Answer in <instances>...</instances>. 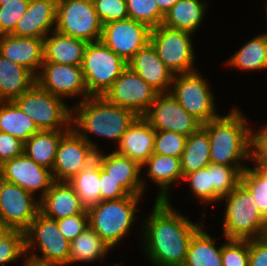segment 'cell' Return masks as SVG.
<instances>
[{
	"instance_id": "6da1fadb",
	"label": "cell",
	"mask_w": 267,
	"mask_h": 266,
	"mask_svg": "<svg viewBox=\"0 0 267 266\" xmlns=\"http://www.w3.org/2000/svg\"><path fill=\"white\" fill-rule=\"evenodd\" d=\"M142 232L145 253L153 266H183L193 234L203 226L175 211L170 200H156Z\"/></svg>"
},
{
	"instance_id": "7a4b0ae2",
	"label": "cell",
	"mask_w": 267,
	"mask_h": 266,
	"mask_svg": "<svg viewBox=\"0 0 267 266\" xmlns=\"http://www.w3.org/2000/svg\"><path fill=\"white\" fill-rule=\"evenodd\" d=\"M245 119L242 111L234 108L228 115L202 124L209 137L211 163L246 166L241 160L252 159L253 129Z\"/></svg>"
},
{
	"instance_id": "3957f363",
	"label": "cell",
	"mask_w": 267,
	"mask_h": 266,
	"mask_svg": "<svg viewBox=\"0 0 267 266\" xmlns=\"http://www.w3.org/2000/svg\"><path fill=\"white\" fill-rule=\"evenodd\" d=\"M72 110V128L97 152L99 148L88 134L119 143L128 126L137 117L132 110L112 104L103 96H90L73 106Z\"/></svg>"
},
{
	"instance_id": "277c9868",
	"label": "cell",
	"mask_w": 267,
	"mask_h": 266,
	"mask_svg": "<svg viewBox=\"0 0 267 266\" xmlns=\"http://www.w3.org/2000/svg\"><path fill=\"white\" fill-rule=\"evenodd\" d=\"M221 200L226 201L223 219L225 239L250 240L265 236L267 220L241 183Z\"/></svg>"
},
{
	"instance_id": "5b68a950",
	"label": "cell",
	"mask_w": 267,
	"mask_h": 266,
	"mask_svg": "<svg viewBox=\"0 0 267 266\" xmlns=\"http://www.w3.org/2000/svg\"><path fill=\"white\" fill-rule=\"evenodd\" d=\"M142 195L100 201L87 209L89 226L113 249L129 233Z\"/></svg>"
},
{
	"instance_id": "8992f818",
	"label": "cell",
	"mask_w": 267,
	"mask_h": 266,
	"mask_svg": "<svg viewBox=\"0 0 267 266\" xmlns=\"http://www.w3.org/2000/svg\"><path fill=\"white\" fill-rule=\"evenodd\" d=\"M36 245L42 253L40 256L32 250ZM69 253L70 241L60 232L57 221L38 212L25 231L26 259L44 265L68 266Z\"/></svg>"
},
{
	"instance_id": "52a82bcc",
	"label": "cell",
	"mask_w": 267,
	"mask_h": 266,
	"mask_svg": "<svg viewBox=\"0 0 267 266\" xmlns=\"http://www.w3.org/2000/svg\"><path fill=\"white\" fill-rule=\"evenodd\" d=\"M63 101L36 82L13 102L34 121L39 130H62L63 127V130H70L72 109Z\"/></svg>"
},
{
	"instance_id": "ba28073f",
	"label": "cell",
	"mask_w": 267,
	"mask_h": 266,
	"mask_svg": "<svg viewBox=\"0 0 267 266\" xmlns=\"http://www.w3.org/2000/svg\"><path fill=\"white\" fill-rule=\"evenodd\" d=\"M81 67L89 94L103 96L128 63L100 40L87 43Z\"/></svg>"
},
{
	"instance_id": "9c48e42d",
	"label": "cell",
	"mask_w": 267,
	"mask_h": 266,
	"mask_svg": "<svg viewBox=\"0 0 267 266\" xmlns=\"http://www.w3.org/2000/svg\"><path fill=\"white\" fill-rule=\"evenodd\" d=\"M197 71L174 75L170 93L202 124L218 118L214 95L207 80Z\"/></svg>"
},
{
	"instance_id": "30bf717a",
	"label": "cell",
	"mask_w": 267,
	"mask_h": 266,
	"mask_svg": "<svg viewBox=\"0 0 267 266\" xmlns=\"http://www.w3.org/2000/svg\"><path fill=\"white\" fill-rule=\"evenodd\" d=\"M103 24L92 0H58L55 30L86 41H100Z\"/></svg>"
},
{
	"instance_id": "8fae6325",
	"label": "cell",
	"mask_w": 267,
	"mask_h": 266,
	"mask_svg": "<svg viewBox=\"0 0 267 266\" xmlns=\"http://www.w3.org/2000/svg\"><path fill=\"white\" fill-rule=\"evenodd\" d=\"M192 33L172 29L160 24L152 28L150 42L155 47L160 60L174 74L195 71Z\"/></svg>"
},
{
	"instance_id": "7c38bea8",
	"label": "cell",
	"mask_w": 267,
	"mask_h": 266,
	"mask_svg": "<svg viewBox=\"0 0 267 266\" xmlns=\"http://www.w3.org/2000/svg\"><path fill=\"white\" fill-rule=\"evenodd\" d=\"M19 185L0 178V223L5 229L26 231L39 212V201Z\"/></svg>"
},
{
	"instance_id": "4fadbf2b",
	"label": "cell",
	"mask_w": 267,
	"mask_h": 266,
	"mask_svg": "<svg viewBox=\"0 0 267 266\" xmlns=\"http://www.w3.org/2000/svg\"><path fill=\"white\" fill-rule=\"evenodd\" d=\"M157 94L153 87L128 66L103 97L112 104L132 110L137 116H143Z\"/></svg>"
},
{
	"instance_id": "5bb4252c",
	"label": "cell",
	"mask_w": 267,
	"mask_h": 266,
	"mask_svg": "<svg viewBox=\"0 0 267 266\" xmlns=\"http://www.w3.org/2000/svg\"><path fill=\"white\" fill-rule=\"evenodd\" d=\"M143 117L155 130L173 131L187 137L202 127V123L188 113L170 92L158 93Z\"/></svg>"
},
{
	"instance_id": "9a60e30c",
	"label": "cell",
	"mask_w": 267,
	"mask_h": 266,
	"mask_svg": "<svg viewBox=\"0 0 267 266\" xmlns=\"http://www.w3.org/2000/svg\"><path fill=\"white\" fill-rule=\"evenodd\" d=\"M97 151L71 128L57 148L52 175L55 181H68L95 161Z\"/></svg>"
},
{
	"instance_id": "2e32d148",
	"label": "cell",
	"mask_w": 267,
	"mask_h": 266,
	"mask_svg": "<svg viewBox=\"0 0 267 266\" xmlns=\"http://www.w3.org/2000/svg\"><path fill=\"white\" fill-rule=\"evenodd\" d=\"M151 29L127 18L103 24L101 41L127 63L150 42Z\"/></svg>"
},
{
	"instance_id": "e0dca14e",
	"label": "cell",
	"mask_w": 267,
	"mask_h": 266,
	"mask_svg": "<svg viewBox=\"0 0 267 266\" xmlns=\"http://www.w3.org/2000/svg\"><path fill=\"white\" fill-rule=\"evenodd\" d=\"M36 82L45 90L64 100L65 97H90L81 66L43 62Z\"/></svg>"
},
{
	"instance_id": "ac0fdd59",
	"label": "cell",
	"mask_w": 267,
	"mask_h": 266,
	"mask_svg": "<svg viewBox=\"0 0 267 266\" xmlns=\"http://www.w3.org/2000/svg\"><path fill=\"white\" fill-rule=\"evenodd\" d=\"M0 178L19 185L34 195L40 190V198L55 182L52 170L37 164L25 153L0 165Z\"/></svg>"
},
{
	"instance_id": "d6986e66",
	"label": "cell",
	"mask_w": 267,
	"mask_h": 266,
	"mask_svg": "<svg viewBox=\"0 0 267 266\" xmlns=\"http://www.w3.org/2000/svg\"><path fill=\"white\" fill-rule=\"evenodd\" d=\"M0 54L37 76L44 62V39L12 34L0 35Z\"/></svg>"
},
{
	"instance_id": "ffe728a7",
	"label": "cell",
	"mask_w": 267,
	"mask_h": 266,
	"mask_svg": "<svg viewBox=\"0 0 267 266\" xmlns=\"http://www.w3.org/2000/svg\"><path fill=\"white\" fill-rule=\"evenodd\" d=\"M95 160L109 177L117 181L130 195H142L145 181L141 175L142 167L134 160L112 151L105 155L101 150L97 152Z\"/></svg>"
},
{
	"instance_id": "44dd1931",
	"label": "cell",
	"mask_w": 267,
	"mask_h": 266,
	"mask_svg": "<svg viewBox=\"0 0 267 266\" xmlns=\"http://www.w3.org/2000/svg\"><path fill=\"white\" fill-rule=\"evenodd\" d=\"M58 0H30L12 35L45 38L55 30Z\"/></svg>"
},
{
	"instance_id": "7402d4cb",
	"label": "cell",
	"mask_w": 267,
	"mask_h": 266,
	"mask_svg": "<svg viewBox=\"0 0 267 266\" xmlns=\"http://www.w3.org/2000/svg\"><path fill=\"white\" fill-rule=\"evenodd\" d=\"M128 66L158 93H168L171 89L174 74L160 60L151 42L134 55Z\"/></svg>"
},
{
	"instance_id": "603a6c76",
	"label": "cell",
	"mask_w": 267,
	"mask_h": 266,
	"mask_svg": "<svg viewBox=\"0 0 267 266\" xmlns=\"http://www.w3.org/2000/svg\"><path fill=\"white\" fill-rule=\"evenodd\" d=\"M155 129L143 116H137L122 135L117 153L127 156L141 167L153 154Z\"/></svg>"
},
{
	"instance_id": "cb8c5ba5",
	"label": "cell",
	"mask_w": 267,
	"mask_h": 266,
	"mask_svg": "<svg viewBox=\"0 0 267 266\" xmlns=\"http://www.w3.org/2000/svg\"><path fill=\"white\" fill-rule=\"evenodd\" d=\"M85 210L68 181H55L39 201V212L55 220L81 214Z\"/></svg>"
},
{
	"instance_id": "d4e9b609",
	"label": "cell",
	"mask_w": 267,
	"mask_h": 266,
	"mask_svg": "<svg viewBox=\"0 0 267 266\" xmlns=\"http://www.w3.org/2000/svg\"><path fill=\"white\" fill-rule=\"evenodd\" d=\"M51 33L44 38V62L81 66L87 42L57 30Z\"/></svg>"
},
{
	"instance_id": "484cf974",
	"label": "cell",
	"mask_w": 267,
	"mask_h": 266,
	"mask_svg": "<svg viewBox=\"0 0 267 266\" xmlns=\"http://www.w3.org/2000/svg\"><path fill=\"white\" fill-rule=\"evenodd\" d=\"M144 166H148V169H145L148 178L160 187L156 200H169V186L175 181L183 180L181 158L153 153L142 165V169Z\"/></svg>"
},
{
	"instance_id": "4316f807",
	"label": "cell",
	"mask_w": 267,
	"mask_h": 266,
	"mask_svg": "<svg viewBox=\"0 0 267 266\" xmlns=\"http://www.w3.org/2000/svg\"><path fill=\"white\" fill-rule=\"evenodd\" d=\"M35 83L30 70L0 54V101H14Z\"/></svg>"
},
{
	"instance_id": "83f0119b",
	"label": "cell",
	"mask_w": 267,
	"mask_h": 266,
	"mask_svg": "<svg viewBox=\"0 0 267 266\" xmlns=\"http://www.w3.org/2000/svg\"><path fill=\"white\" fill-rule=\"evenodd\" d=\"M69 130H39L24 142L23 153L37 164L53 169L60 139Z\"/></svg>"
},
{
	"instance_id": "f1b7e54d",
	"label": "cell",
	"mask_w": 267,
	"mask_h": 266,
	"mask_svg": "<svg viewBox=\"0 0 267 266\" xmlns=\"http://www.w3.org/2000/svg\"><path fill=\"white\" fill-rule=\"evenodd\" d=\"M206 6L201 0H179L165 14L162 24L193 34L203 21Z\"/></svg>"
},
{
	"instance_id": "f546056e",
	"label": "cell",
	"mask_w": 267,
	"mask_h": 266,
	"mask_svg": "<svg viewBox=\"0 0 267 266\" xmlns=\"http://www.w3.org/2000/svg\"><path fill=\"white\" fill-rule=\"evenodd\" d=\"M201 226L191 237L183 266H223L222 246L216 247L215 238Z\"/></svg>"
},
{
	"instance_id": "4dcf8cb0",
	"label": "cell",
	"mask_w": 267,
	"mask_h": 266,
	"mask_svg": "<svg viewBox=\"0 0 267 266\" xmlns=\"http://www.w3.org/2000/svg\"><path fill=\"white\" fill-rule=\"evenodd\" d=\"M110 250L108 244L88 226L70 242L69 265L76 262L91 263L97 259H104L103 257Z\"/></svg>"
},
{
	"instance_id": "1f68e13d",
	"label": "cell",
	"mask_w": 267,
	"mask_h": 266,
	"mask_svg": "<svg viewBox=\"0 0 267 266\" xmlns=\"http://www.w3.org/2000/svg\"><path fill=\"white\" fill-rule=\"evenodd\" d=\"M210 161V143L207 132L201 127L188 136L181 157L183 177L186 174L206 168Z\"/></svg>"
},
{
	"instance_id": "d6a6232c",
	"label": "cell",
	"mask_w": 267,
	"mask_h": 266,
	"mask_svg": "<svg viewBox=\"0 0 267 266\" xmlns=\"http://www.w3.org/2000/svg\"><path fill=\"white\" fill-rule=\"evenodd\" d=\"M0 131L25 142L39 129L13 101H0Z\"/></svg>"
},
{
	"instance_id": "836d02e7",
	"label": "cell",
	"mask_w": 267,
	"mask_h": 266,
	"mask_svg": "<svg viewBox=\"0 0 267 266\" xmlns=\"http://www.w3.org/2000/svg\"><path fill=\"white\" fill-rule=\"evenodd\" d=\"M249 71L267 69V34H260L244 44L226 64Z\"/></svg>"
},
{
	"instance_id": "e575fe53",
	"label": "cell",
	"mask_w": 267,
	"mask_h": 266,
	"mask_svg": "<svg viewBox=\"0 0 267 266\" xmlns=\"http://www.w3.org/2000/svg\"><path fill=\"white\" fill-rule=\"evenodd\" d=\"M68 183L74 188L80 202L86 209L101 201L100 165L96 160L74 175L68 180Z\"/></svg>"
},
{
	"instance_id": "d590c367",
	"label": "cell",
	"mask_w": 267,
	"mask_h": 266,
	"mask_svg": "<svg viewBox=\"0 0 267 266\" xmlns=\"http://www.w3.org/2000/svg\"><path fill=\"white\" fill-rule=\"evenodd\" d=\"M254 168L247 167L240 176V183L253 196L262 216L267 220V164L258 161L254 156Z\"/></svg>"
},
{
	"instance_id": "8d00e7d4",
	"label": "cell",
	"mask_w": 267,
	"mask_h": 266,
	"mask_svg": "<svg viewBox=\"0 0 267 266\" xmlns=\"http://www.w3.org/2000/svg\"><path fill=\"white\" fill-rule=\"evenodd\" d=\"M247 166H226L211 163L212 203L220 201L240 184Z\"/></svg>"
},
{
	"instance_id": "74e56055",
	"label": "cell",
	"mask_w": 267,
	"mask_h": 266,
	"mask_svg": "<svg viewBox=\"0 0 267 266\" xmlns=\"http://www.w3.org/2000/svg\"><path fill=\"white\" fill-rule=\"evenodd\" d=\"M128 17L146 24L150 29L162 24L164 14L159 10L157 0H126Z\"/></svg>"
},
{
	"instance_id": "f35d334b",
	"label": "cell",
	"mask_w": 267,
	"mask_h": 266,
	"mask_svg": "<svg viewBox=\"0 0 267 266\" xmlns=\"http://www.w3.org/2000/svg\"><path fill=\"white\" fill-rule=\"evenodd\" d=\"M25 254V232L6 229L0 235V265L17 260Z\"/></svg>"
},
{
	"instance_id": "ab89813d",
	"label": "cell",
	"mask_w": 267,
	"mask_h": 266,
	"mask_svg": "<svg viewBox=\"0 0 267 266\" xmlns=\"http://www.w3.org/2000/svg\"><path fill=\"white\" fill-rule=\"evenodd\" d=\"M187 138V136L173 131L155 130L153 153L181 158Z\"/></svg>"
},
{
	"instance_id": "60d3db41",
	"label": "cell",
	"mask_w": 267,
	"mask_h": 266,
	"mask_svg": "<svg viewBox=\"0 0 267 266\" xmlns=\"http://www.w3.org/2000/svg\"><path fill=\"white\" fill-rule=\"evenodd\" d=\"M222 244L223 266H249V240L226 239Z\"/></svg>"
},
{
	"instance_id": "b9f144b4",
	"label": "cell",
	"mask_w": 267,
	"mask_h": 266,
	"mask_svg": "<svg viewBox=\"0 0 267 266\" xmlns=\"http://www.w3.org/2000/svg\"><path fill=\"white\" fill-rule=\"evenodd\" d=\"M30 0H10L0 5V35L11 34L18 20L26 13Z\"/></svg>"
},
{
	"instance_id": "7bdbcfd3",
	"label": "cell",
	"mask_w": 267,
	"mask_h": 266,
	"mask_svg": "<svg viewBox=\"0 0 267 266\" xmlns=\"http://www.w3.org/2000/svg\"><path fill=\"white\" fill-rule=\"evenodd\" d=\"M184 180L190 184L191 190L198 199L206 205L212 203L211 163L206 168L186 174L183 177Z\"/></svg>"
},
{
	"instance_id": "ee69618b",
	"label": "cell",
	"mask_w": 267,
	"mask_h": 266,
	"mask_svg": "<svg viewBox=\"0 0 267 266\" xmlns=\"http://www.w3.org/2000/svg\"><path fill=\"white\" fill-rule=\"evenodd\" d=\"M102 24L128 17L126 0H92Z\"/></svg>"
},
{
	"instance_id": "f6af8a7d",
	"label": "cell",
	"mask_w": 267,
	"mask_h": 266,
	"mask_svg": "<svg viewBox=\"0 0 267 266\" xmlns=\"http://www.w3.org/2000/svg\"><path fill=\"white\" fill-rule=\"evenodd\" d=\"M56 221L60 232L70 242H72L85 230L86 227L89 226L87 209L81 214L71 215Z\"/></svg>"
},
{
	"instance_id": "bcb514c9",
	"label": "cell",
	"mask_w": 267,
	"mask_h": 266,
	"mask_svg": "<svg viewBox=\"0 0 267 266\" xmlns=\"http://www.w3.org/2000/svg\"><path fill=\"white\" fill-rule=\"evenodd\" d=\"M130 194L109 174L100 167V198L101 201L120 199Z\"/></svg>"
},
{
	"instance_id": "7dc6e473",
	"label": "cell",
	"mask_w": 267,
	"mask_h": 266,
	"mask_svg": "<svg viewBox=\"0 0 267 266\" xmlns=\"http://www.w3.org/2000/svg\"><path fill=\"white\" fill-rule=\"evenodd\" d=\"M24 142L19 138L0 131V165L23 153Z\"/></svg>"
},
{
	"instance_id": "c3c4849f",
	"label": "cell",
	"mask_w": 267,
	"mask_h": 266,
	"mask_svg": "<svg viewBox=\"0 0 267 266\" xmlns=\"http://www.w3.org/2000/svg\"><path fill=\"white\" fill-rule=\"evenodd\" d=\"M249 266H267V237L249 240Z\"/></svg>"
},
{
	"instance_id": "681fc988",
	"label": "cell",
	"mask_w": 267,
	"mask_h": 266,
	"mask_svg": "<svg viewBox=\"0 0 267 266\" xmlns=\"http://www.w3.org/2000/svg\"><path fill=\"white\" fill-rule=\"evenodd\" d=\"M253 156L267 164V124L260 131L253 132Z\"/></svg>"
},
{
	"instance_id": "f907efd6",
	"label": "cell",
	"mask_w": 267,
	"mask_h": 266,
	"mask_svg": "<svg viewBox=\"0 0 267 266\" xmlns=\"http://www.w3.org/2000/svg\"><path fill=\"white\" fill-rule=\"evenodd\" d=\"M179 0H157L159 10L165 15Z\"/></svg>"
},
{
	"instance_id": "816d5d0a",
	"label": "cell",
	"mask_w": 267,
	"mask_h": 266,
	"mask_svg": "<svg viewBox=\"0 0 267 266\" xmlns=\"http://www.w3.org/2000/svg\"><path fill=\"white\" fill-rule=\"evenodd\" d=\"M23 266H55V265H44V264H39L31 260L25 259Z\"/></svg>"
},
{
	"instance_id": "f5cc1de1",
	"label": "cell",
	"mask_w": 267,
	"mask_h": 266,
	"mask_svg": "<svg viewBox=\"0 0 267 266\" xmlns=\"http://www.w3.org/2000/svg\"><path fill=\"white\" fill-rule=\"evenodd\" d=\"M6 229L3 227V225L0 223V235L5 231Z\"/></svg>"
},
{
	"instance_id": "db71d44e",
	"label": "cell",
	"mask_w": 267,
	"mask_h": 266,
	"mask_svg": "<svg viewBox=\"0 0 267 266\" xmlns=\"http://www.w3.org/2000/svg\"><path fill=\"white\" fill-rule=\"evenodd\" d=\"M10 0H0V5H3V4H5V3H7V2H9Z\"/></svg>"
}]
</instances>
